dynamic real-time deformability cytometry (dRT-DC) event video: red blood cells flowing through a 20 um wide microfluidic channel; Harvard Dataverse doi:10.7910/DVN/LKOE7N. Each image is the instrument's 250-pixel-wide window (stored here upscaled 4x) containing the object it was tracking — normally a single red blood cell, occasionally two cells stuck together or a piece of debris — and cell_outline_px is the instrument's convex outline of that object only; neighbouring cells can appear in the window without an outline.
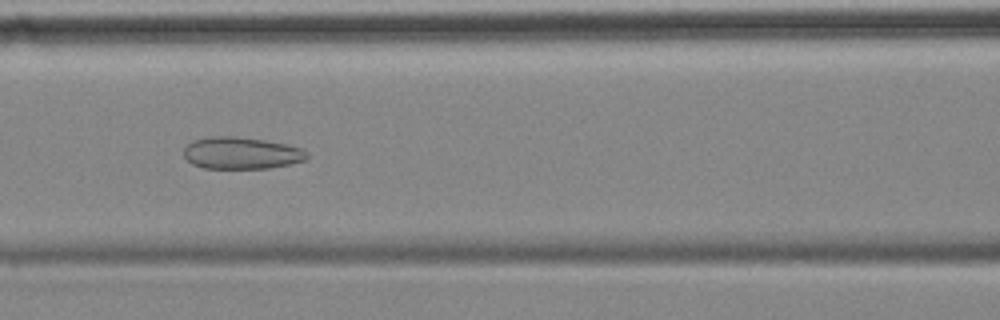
{"species": "common noctule bat (a hibernating species)", "species_latin": "Nyctalus noctula", "temperature_condition": "cold", "stored_images_in_passage": 42, "camera_frame_rate_fps": 3000, "um_per_image_px": 0.085, "animal": {"sex": "female", "body_mass_g": 18.4}, "frame": {"image": 1, "passage_image": 9, "time_ms": 2.667, "image_size_px": [1000, 320], "cell_outline_px": [[308, 156], [304, 160], [288, 164], [268, 168], [204, 168], [192, 164], [184, 156], [184, 148], [192, 140], [212, 136], [236, 136], [264, 140], [288, 144], [300, 148], [308, 152]], "centroid_in_image_um": [20.5, 13.0], "position_along_channel_um": 146.1, "area_um2": 22.89}}
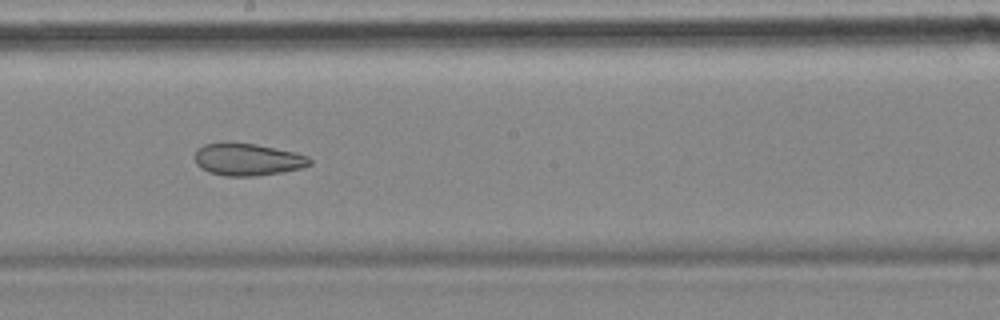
{"frame": {"image": 2, "passage_image": 16, "time_ms": 5.0, "image_size_px": [1000, 320], "cell_outline_px": [[312, 164], [300, 168], [284, 172], [256, 176], [224, 176], [208, 172], [200, 168], [196, 164], [196, 148], [204, 144], [224, 140], [256, 144], [296, 152], [308, 156], [312, 160]], "centroid_in_image_um": [21.02, 13.53], "position_along_channel_um": 227.2, "area_um2": 22.2}}
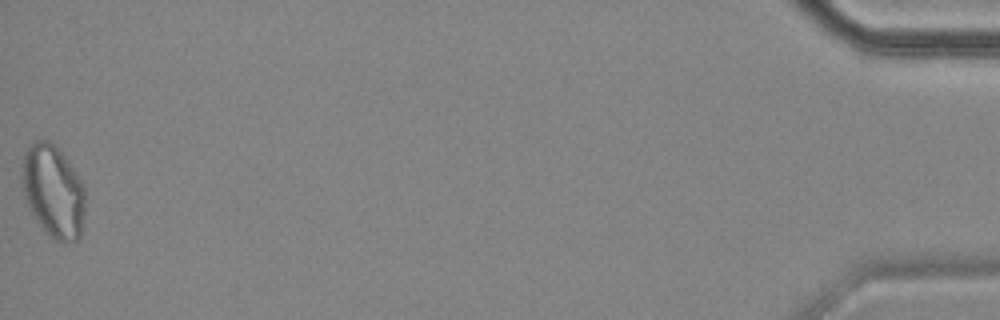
{"frame": {"image": 3, "passage_image": 42, "time_ms": 13.667, "image_size_px": [1000, 320], "cell_outline_px": [[84, 216], [80, 236], [76, 240], [64, 244], [56, 240], [44, 232], [40, 228], [28, 208], [24, 196], [20, 176], [24, 152], [28, 144], [36, 140], [48, 140], [68, 160], [84, 184]], "centroid_in_image_um": [4.49, 16.27], "position_along_channel_um": 430.7, "area_um2": 34.68}, "authors_computed_cell_mechanics": {"area_um2": 24.3338, "velocity_mm_per_s": 3.4905, "shape_relaxation_time_tau1_ms": null, "shape_relaxation_time_tau2_ms": 3.1473, "deformation_change_tau1": null, "deformation_change_tau2": 0.096}}